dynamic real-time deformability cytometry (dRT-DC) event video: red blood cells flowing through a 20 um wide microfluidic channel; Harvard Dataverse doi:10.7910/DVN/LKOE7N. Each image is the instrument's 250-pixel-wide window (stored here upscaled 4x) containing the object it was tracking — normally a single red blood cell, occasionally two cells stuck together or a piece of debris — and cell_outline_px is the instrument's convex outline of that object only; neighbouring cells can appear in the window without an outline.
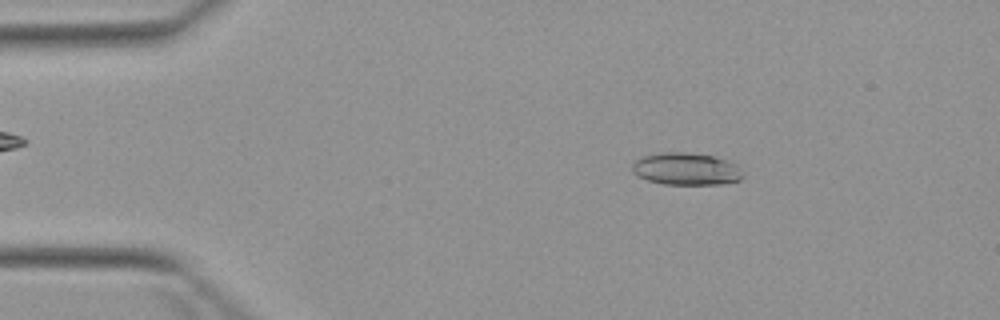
{"species": "Egyptian fruit bat (a non-hibernating species)", "species_latin": "Rousettus aegyptiacus", "temperature_condition": "warm", "stored_images_in_passage": 6, "camera_frame_rate_fps": 3000, "um_per_image_px": 0.085, "animal": {"sex": "female"}, "frame": {"image": 1, "passage_image": 2, "time_ms": 1.0, "image_size_px": [1000, 320], "cell_outline_px": [[744, 176], [740, 180], [724, 184], [664, 184], [648, 180], [632, 172], [632, 164], [636, 160], [644, 156], [664, 152], [688, 152], [712, 156], [736, 164], [744, 172]], "centroid_in_image_um": [58.36, 14.36], "position_along_channel_um": 26.6, "area_um2": 20.75}}
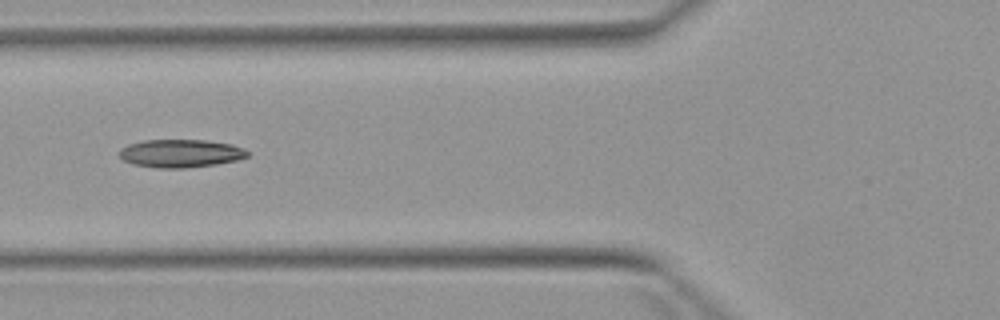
{"frame": {"image": 2, "passage_image": 5, "time_ms": 4.667, "image_size_px": [1000, 320], "cell_outline_px": [[248, 156], [236, 160], [216, 164], [184, 168], [156, 168], [132, 164], [124, 160], [120, 156], [120, 148], [128, 144], [144, 140], [204, 140], [232, 144], [244, 148], [248, 152]], "centroid_in_image_um": [15.34, 13.03], "position_along_channel_um": 110.5, "area_um2": 20.92}}
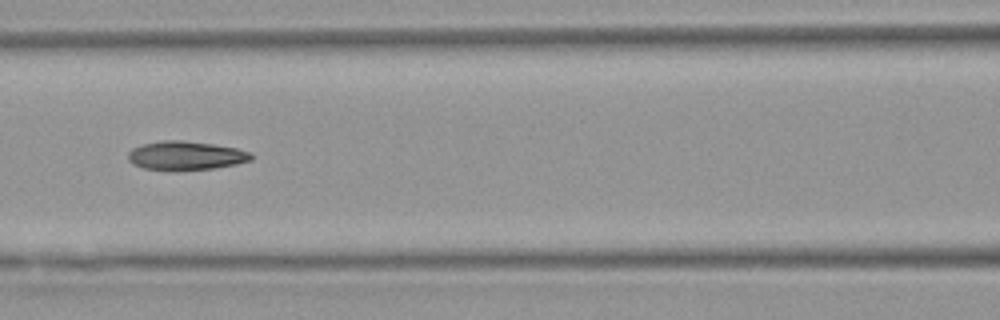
{"frame": {"image": 3, "passage_image": 6, "time_ms": 5.667, "image_size_px": [1000, 320], "cell_outline_px": [[252, 160], [236, 164], [212, 168], [180, 172], [168, 172], [144, 168], [132, 164], [128, 160], [128, 152], [132, 148], [140, 144], [160, 140], [184, 140], [212, 144], [236, 148], [252, 152]], "centroid_in_image_um": [15.74, 13.24], "position_along_channel_um": 150.9, "area_um2": 21.33}}